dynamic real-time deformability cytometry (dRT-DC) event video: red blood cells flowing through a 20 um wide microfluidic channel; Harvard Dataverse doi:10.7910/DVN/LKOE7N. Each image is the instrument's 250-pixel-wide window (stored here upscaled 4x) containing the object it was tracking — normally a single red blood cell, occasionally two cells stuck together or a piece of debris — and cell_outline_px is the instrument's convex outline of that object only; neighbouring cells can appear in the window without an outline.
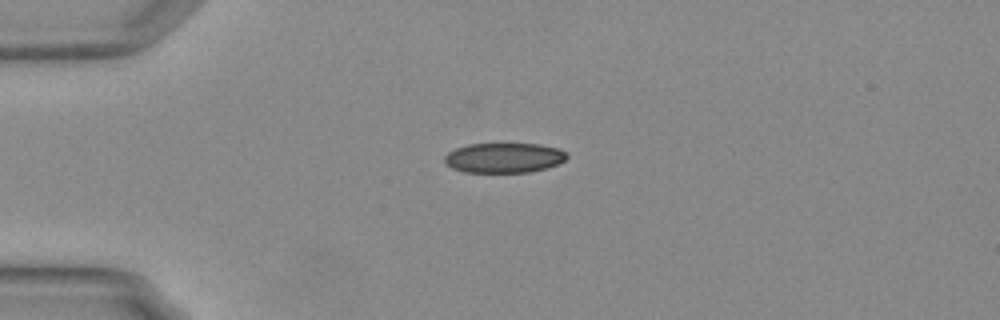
{"species": "Egyptian fruit bat (a non-hibernating species)", "species_latin": "Rousettus aegyptiacus", "temperature_condition": "warm", "stored_images_in_passage": 42, "camera_frame_rate_fps": 3000, "um_per_image_px": 0.085, "animal": {"sex": "female"}, "frame": {"image": 1, "passage_image": 1, "time_ms": 0.0, "image_size_px": [1000, 320], "cell_outline_px": [[568, 156], [564, 160], [556, 164], [544, 168], [528, 172], [464, 172], [452, 168], [444, 160], [444, 156], [448, 152], [456, 148], [468, 144], [540, 144], [560, 148]], "centroid_in_image_um": [42.82, 13.4], "position_along_channel_um": 42.2, "area_um2": 21.15}}
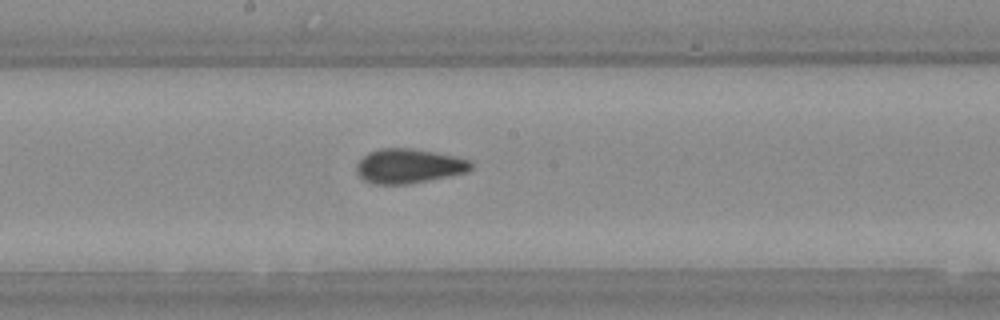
{"frame": {"image": 2, "passage_image": 17, "time_ms": 5.333, "image_size_px": [1000, 320], "cell_outline_px": [[472, 168], [468, 172], [408, 184], [372, 184], [364, 180], [356, 172], [356, 164], [368, 152], [380, 148], [412, 148], [456, 156], [468, 160], [472, 164]], "centroid_in_image_um": [34.72, 14.11], "position_along_channel_um": 213.5, "area_um2": 23.0}}
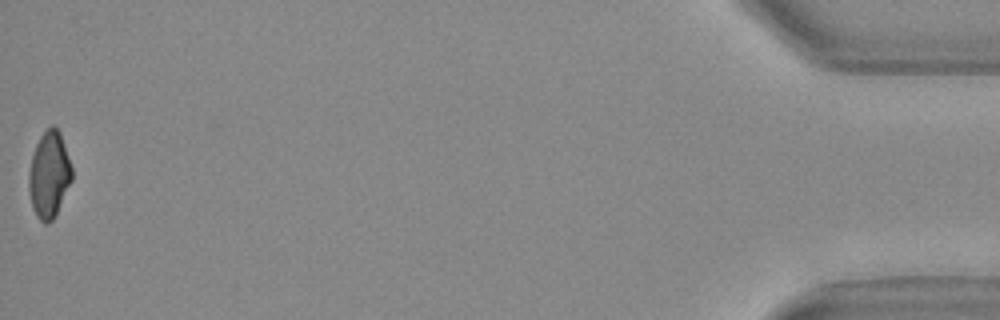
{"frame": {"image": 3, "passage_image": 42, "time_ms": 13.667, "image_size_px": [1000, 320], "cell_outline_px": [[72, 180], [52, 220], [48, 224], [44, 224], [36, 216], [32, 208], [28, 188], [28, 172], [32, 156], [36, 144], [40, 136], [52, 124], [60, 132], [72, 168]], "centroid_in_image_um": [4.15, 14.86], "position_along_channel_um": 431.0, "area_um2": 21.56}, "authors_computed_cell_mechanics": {"area_um2": 22.4842, "velocity_mm_per_s": 3.7481, "shape_relaxation_time_tau1_ms": null, "shape_relaxation_time_tau2_ms": 1.2946, "deformation_change_tau1": null, "deformation_change_tau2": 0.0539}}